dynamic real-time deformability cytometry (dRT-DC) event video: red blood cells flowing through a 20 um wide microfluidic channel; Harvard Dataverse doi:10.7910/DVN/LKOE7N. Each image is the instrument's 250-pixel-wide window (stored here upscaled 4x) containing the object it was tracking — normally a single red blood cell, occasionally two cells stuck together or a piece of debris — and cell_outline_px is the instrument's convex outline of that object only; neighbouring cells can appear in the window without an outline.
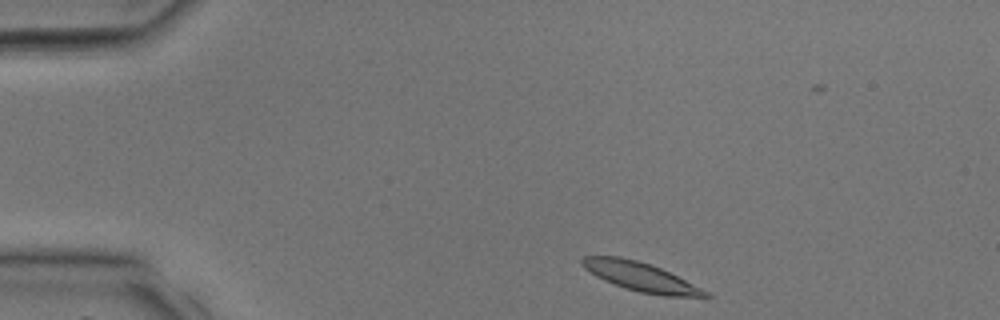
{"species": "common noctule bat (a hibernating species)", "species_latin": "Nyctalus noctula", "temperature_condition": "room temperature", "stored_images_in_passage": 31, "camera_frame_rate_fps": 3000, "um_per_image_px": 0.085, "animal": {"sex": "male", "body_mass_g": 17.9, "forearm_length_mm": 54.2}, "frame": {"image": 1, "passage_image": 2, "time_ms": 0.333, "image_size_px": [1000, 320], "cell_outline_px": [[712, 296], [664, 296], [640, 292], [624, 288], [604, 280], [596, 276], [584, 268], [580, 264], [580, 260], [584, 256], [620, 256], [636, 260], [660, 268], [708, 292]], "centroid_in_image_um": [54.36, 23.51], "position_along_channel_um": 30.6, "area_um2": 20.29}}
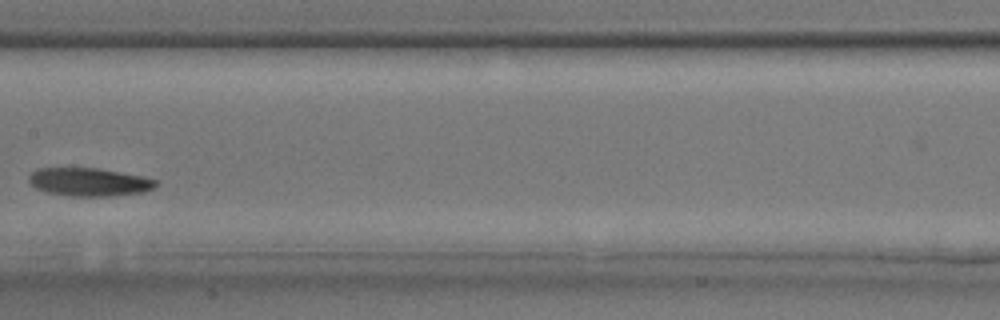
{"frame": {"image": 2, "passage_image": 14, "time_ms": 4.333, "image_size_px": [1000, 320], "cell_outline_px": [[160, 184], [144, 192], [112, 196], [68, 196], [48, 192], [36, 188], [28, 180], [28, 176], [36, 168], [100, 168], [144, 176], [156, 180]], "centroid_in_image_um": [7.6, 15.46], "position_along_channel_um": 199.8, "area_um2": 21.04}}
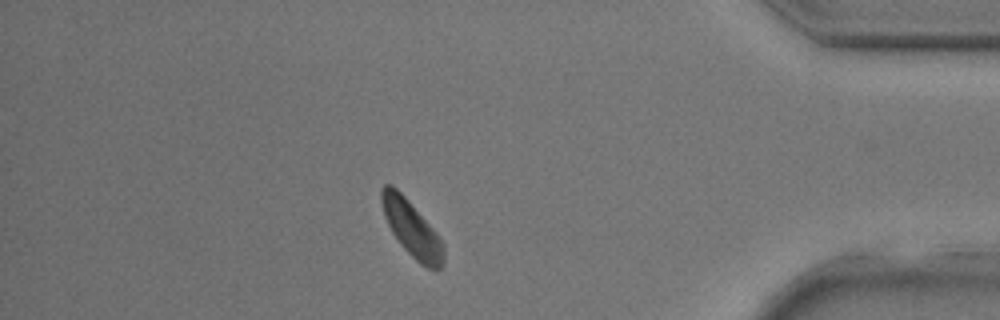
{"frame": {"image": 3, "passage_image": 26, "time_ms": 8.333, "image_size_px": [1000, 320], "cell_outline_px": [[444, 264], [436, 272], [420, 264], [400, 244], [392, 232], [384, 216], [380, 200], [380, 188], [384, 184], [388, 184], [396, 188], [408, 200], [432, 228], [444, 244]], "centroid_in_image_um": [34.99, 19.46], "position_along_channel_um": 400.2, "area_um2": 20.06}}